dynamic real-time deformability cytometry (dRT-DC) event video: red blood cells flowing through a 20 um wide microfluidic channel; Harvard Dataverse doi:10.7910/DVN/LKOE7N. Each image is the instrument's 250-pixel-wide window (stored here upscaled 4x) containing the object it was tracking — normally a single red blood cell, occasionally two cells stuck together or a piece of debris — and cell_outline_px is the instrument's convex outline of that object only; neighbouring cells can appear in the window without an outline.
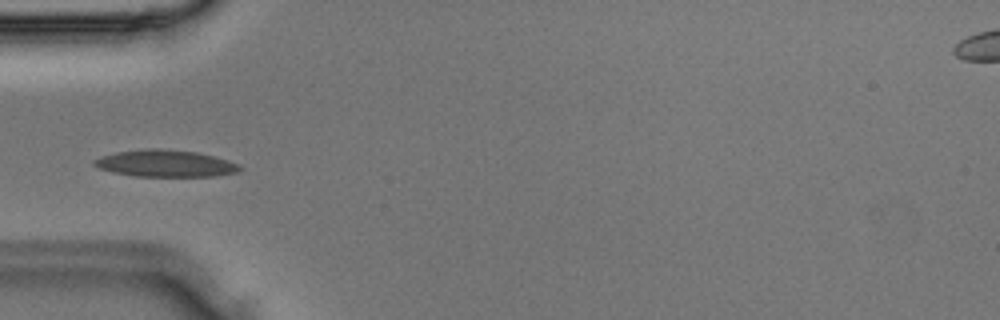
{"species": "Egyptian fruit bat (a non-hibernating species)", "species_latin": "Rousettus aegyptiacus", "temperature_condition": "room temperature", "stored_images_in_passage": 30, "camera_frame_rate_fps": 3000, "um_per_image_px": 0.085, "animal": {"sex": "male"}, "frame": {"image": 1, "passage_image": 5, "time_ms": 1.333, "image_size_px": [1000, 320], "cell_outline_px": [[244, 168], [236, 172], [216, 176], [136, 176], [112, 172], [100, 168], [92, 164], [92, 160], [100, 156], [116, 152], [144, 148], [160, 148], [196, 152], [228, 160], [240, 164]], "centroid_in_image_um": [14.04, 13.88], "position_along_channel_um": 71.0, "area_um2": 22.89}}
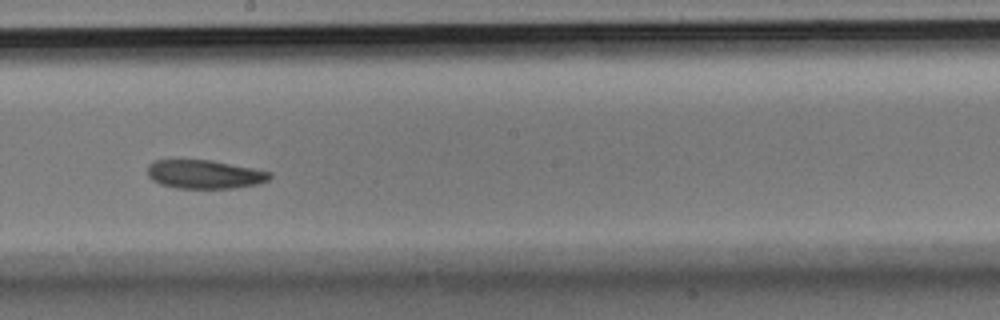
{"frame": {"image": 2, "passage_image": 14, "time_ms": 4.333, "image_size_px": [1000, 320], "cell_outline_px": [[272, 176], [268, 180], [260, 184], [232, 188], [176, 188], [160, 184], [152, 180], [148, 176], [148, 164], [156, 160], [212, 160], [272, 172]], "centroid_in_image_um": [17.4, 14.82], "position_along_channel_um": 230.8, "area_um2": 20.46}}
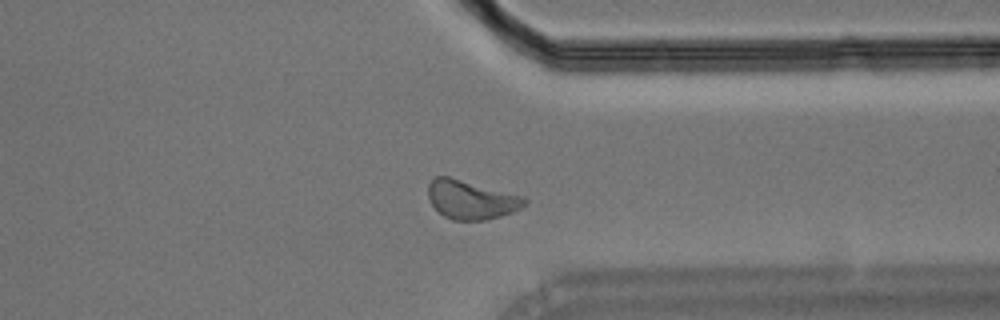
{"frame": {"image": 3, "passage_image": 22, "time_ms": 7.0, "image_size_px": [1000, 320], "cell_outline_px": [[528, 204], [512, 212], [500, 216], [484, 220], [452, 220], [444, 216], [432, 204], [428, 196], [428, 184], [436, 176], [448, 176], [524, 196], [528, 200]], "centroid_in_image_um": [40.07, 16.97], "position_along_channel_um": 371.3, "area_um2": 21.73}}